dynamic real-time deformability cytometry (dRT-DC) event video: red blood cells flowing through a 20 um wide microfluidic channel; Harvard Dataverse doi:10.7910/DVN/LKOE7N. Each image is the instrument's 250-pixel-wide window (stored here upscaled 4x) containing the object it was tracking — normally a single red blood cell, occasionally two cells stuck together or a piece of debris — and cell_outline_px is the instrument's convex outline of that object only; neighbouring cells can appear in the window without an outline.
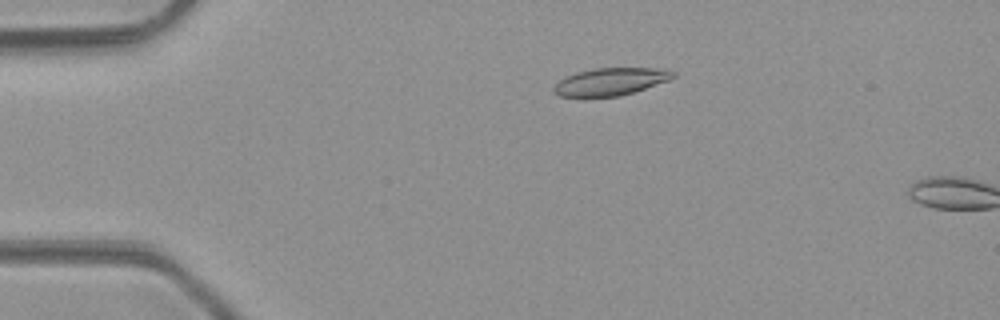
{"species": "common noctule bat (a hibernating species)", "species_latin": "Nyctalus noctula", "temperature_condition": "room temperature", "stored_images_in_passage": 4, "camera_frame_rate_fps": 3000, "um_per_image_px": 0.085, "animal": {"sex": "male", "body_mass_g": 23.1, "forearm_length_mm": 52.7}, "frame": {"image": 1, "passage_image": 2, "time_ms": 0.333, "image_size_px": [1000, 320], "cell_outline_px": [[676, 76], [668, 80], [620, 96], [560, 96], [552, 92], [552, 88], [564, 76], [576, 72], [592, 68], [668, 68], [676, 72]], "centroid_in_image_um": [51.9, 6.91], "position_along_channel_um": 33.1, "area_um2": 19.07}}